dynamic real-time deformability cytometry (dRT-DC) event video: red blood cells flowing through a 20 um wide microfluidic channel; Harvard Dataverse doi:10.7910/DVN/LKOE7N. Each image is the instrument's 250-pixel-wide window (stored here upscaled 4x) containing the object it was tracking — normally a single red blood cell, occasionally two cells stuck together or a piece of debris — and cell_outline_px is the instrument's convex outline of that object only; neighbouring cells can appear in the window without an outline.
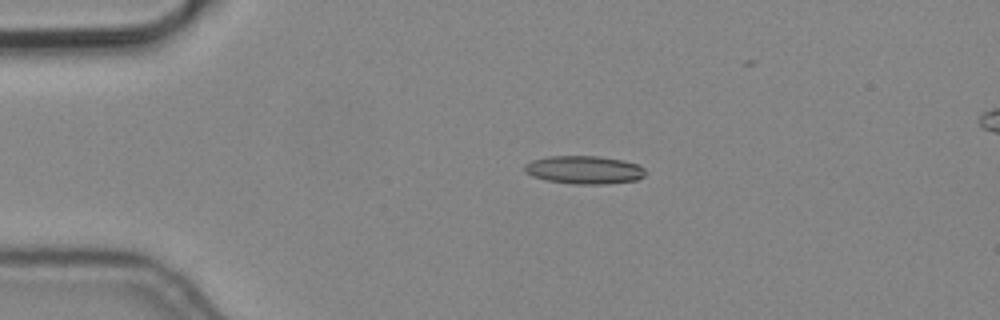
{"species": "common noctule bat (a hibernating species)", "species_latin": "Nyctalus noctula", "temperature_condition": "cold", "stored_images_in_passage": 4, "camera_frame_rate_fps": 3000, "um_per_image_px": 0.085, "animal": {"sex": "male", "body_mass_g": 19.2, "forearm_length_mm": 51.8}, "frame": {"image": 1, "passage_image": 4, "time_ms": 1.0, "image_size_px": [1000, 320], "cell_outline_px": [[648, 172], [644, 176], [636, 180], [604, 184], [572, 184], [544, 180], [532, 176], [524, 172], [524, 164], [532, 160], [548, 156], [600, 156], [624, 160], [640, 164]], "centroid_in_image_um": [49.67, 14.43], "position_along_channel_um": 35.3, "area_um2": 20.17}}